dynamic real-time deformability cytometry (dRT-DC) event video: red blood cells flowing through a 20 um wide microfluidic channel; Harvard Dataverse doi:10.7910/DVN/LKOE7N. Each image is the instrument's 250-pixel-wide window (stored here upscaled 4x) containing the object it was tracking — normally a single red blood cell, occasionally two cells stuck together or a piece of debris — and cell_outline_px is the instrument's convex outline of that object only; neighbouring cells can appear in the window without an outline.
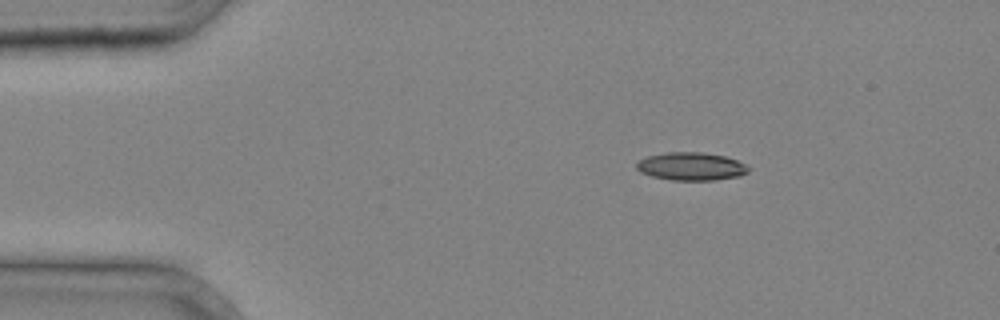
{"species": "common noctule bat (a hibernating species)", "species_latin": "Nyctalus noctula", "temperature_condition": "cold", "stored_images_in_passage": 2, "camera_frame_rate_fps": 3000, "um_per_image_px": 0.085, "animal": {"sex": "male", "body_mass_g": 20.4}, "frame": {"image": 1, "passage_image": 1, "time_ms": 0.0, "image_size_px": [1000, 320], "cell_outline_px": [[752, 168], [748, 172], [740, 176], [716, 180], [672, 180], [652, 176], [640, 172], [636, 168], [636, 164], [640, 160], [648, 156], [668, 152], [704, 152], [724, 156], [736, 160]], "centroid_in_image_um": [58.77, 14.14], "position_along_channel_um": 26.2, "area_um2": 18.26}}